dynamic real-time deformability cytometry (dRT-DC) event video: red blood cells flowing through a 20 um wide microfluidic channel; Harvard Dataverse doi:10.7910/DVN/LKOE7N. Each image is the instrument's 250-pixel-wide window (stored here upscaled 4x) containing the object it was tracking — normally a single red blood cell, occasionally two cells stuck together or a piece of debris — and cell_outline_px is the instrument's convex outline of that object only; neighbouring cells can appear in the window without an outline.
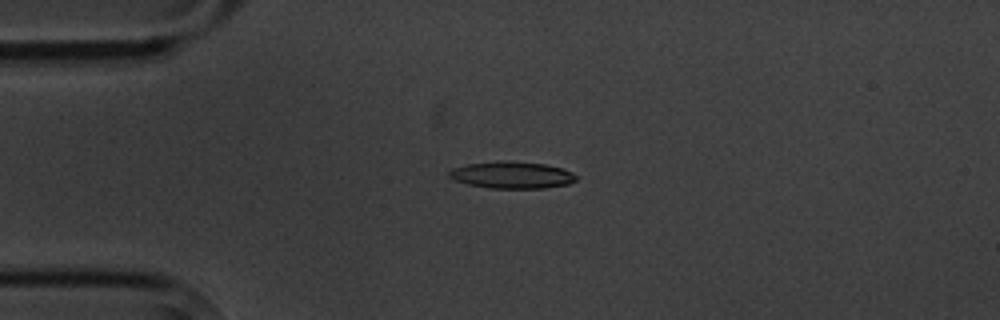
{"species": "common noctule bat (a hibernating species)", "species_latin": "Nyctalus noctula", "temperature_condition": "cold", "stored_images_in_passage": 5, "camera_frame_rate_fps": 3000, "um_per_image_px": 0.085, "animal": {"sex": "male", "body_mass_g": 20.1, "forearm_length_mm": 53.5}, "frame": {"image": 1, "passage_image": 4, "time_ms": 3.333, "image_size_px": [1000, 320], "cell_outline_px": [[576, 180], [568, 184], [544, 188], [488, 188], [468, 184], [456, 180], [448, 176], [448, 172], [452, 168], [468, 164], [500, 160], [508, 160], [544, 164], [564, 168], [572, 172], [576, 176]], "centroid_in_image_um": [43.52, 14.86], "position_along_channel_um": 41.5, "area_um2": 20.0}}